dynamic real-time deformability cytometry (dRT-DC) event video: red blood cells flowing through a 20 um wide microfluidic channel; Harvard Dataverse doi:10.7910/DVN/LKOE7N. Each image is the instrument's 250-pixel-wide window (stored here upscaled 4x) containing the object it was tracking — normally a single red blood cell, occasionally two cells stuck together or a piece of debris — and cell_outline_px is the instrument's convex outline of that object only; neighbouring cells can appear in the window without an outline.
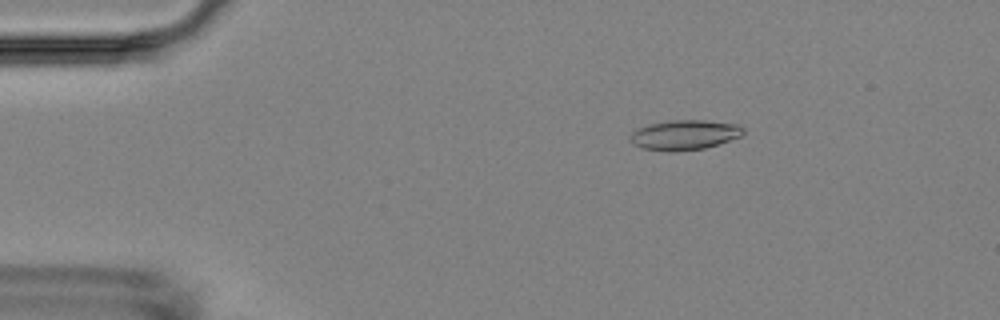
{"species": "Egyptian fruit bat (a non-hibernating species)", "species_latin": "Rousettus aegyptiacus", "temperature_condition": "room temperature", "stored_images_in_passage": 4, "camera_frame_rate_fps": 3000, "um_per_image_px": 0.085, "animal": {"sex": "female"}, "frame": {"image": 1, "passage_image": 2, "time_ms": 1.333, "image_size_px": [1000, 320], "cell_outline_px": [[744, 132], [740, 136], [704, 148], [676, 152], [668, 152], [644, 148], [636, 144], [632, 140], [632, 132], [640, 128], [652, 124], [672, 120], [704, 120], [740, 124], [744, 128]], "centroid_in_image_um": [58.25, 11.46], "position_along_channel_um": 26.8, "area_um2": 19.31}}